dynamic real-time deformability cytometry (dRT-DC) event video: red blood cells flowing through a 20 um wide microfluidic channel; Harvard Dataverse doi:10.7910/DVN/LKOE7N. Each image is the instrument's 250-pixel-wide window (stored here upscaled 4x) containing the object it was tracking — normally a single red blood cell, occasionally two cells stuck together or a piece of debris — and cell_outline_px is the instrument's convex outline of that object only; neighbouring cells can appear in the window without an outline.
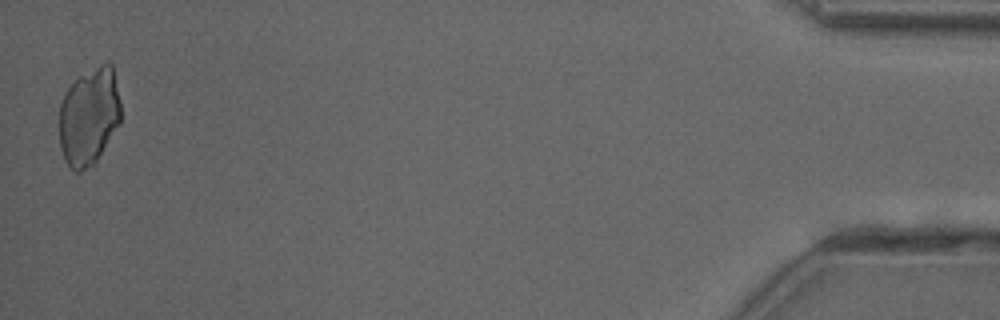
{"species": "common noctule bat (a hibernating species)", "species_latin": "Nyctalus noctula", "temperature_condition": "cold", "stored_images_in_passage": 50, "camera_frame_rate_fps": 3000, "um_per_image_px": 0.085, "animal": {"sex": "female"}, "frame": {"image": 1, "passage_image": 50, "time_ms": 16.333, "image_size_px": [1000, 320], "cell_outline_px": [[120, 124], [92, 168], [80, 172], [76, 172], [64, 160], [60, 148], [60, 104], [68, 88], [80, 76], [104, 60], [108, 60], [112, 64], [120, 100]], "centroid_in_image_um": [7.59, 9.91], "position_along_channel_um": 427.6, "area_um2": 35.37}}